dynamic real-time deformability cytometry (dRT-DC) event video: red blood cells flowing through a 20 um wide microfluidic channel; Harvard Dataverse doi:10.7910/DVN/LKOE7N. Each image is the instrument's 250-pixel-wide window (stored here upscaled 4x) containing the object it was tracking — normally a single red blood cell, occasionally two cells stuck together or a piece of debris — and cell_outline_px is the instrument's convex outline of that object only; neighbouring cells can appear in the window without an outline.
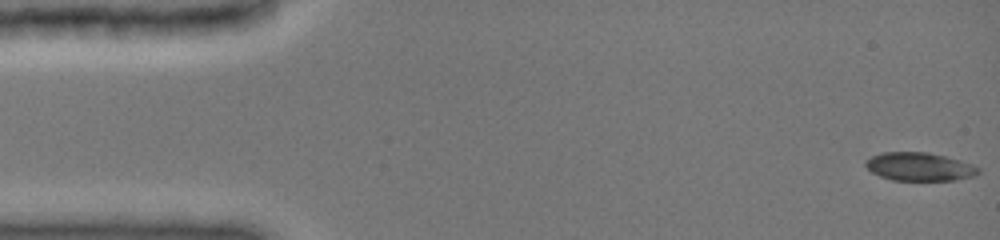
{"species": "common noctule bat (a hibernating species)", "species_latin": "Nyctalus noctula", "temperature_condition": "cold", "stored_images_in_passage": 16, "camera_frame_rate_fps": 3000, "um_per_image_px": 0.085, "animal": {"sex": "female", "body_mass_g": 19.0, "forearm_length_mm": 51.5}, "frame": {"image": 1, "passage_image": 1, "time_ms": 0.0, "image_size_px": [1000, 240], "cell_outline_px": [[980, 172], [976, 176], [956, 180], [892, 180], [880, 176], [872, 172], [864, 164], [864, 160], [880, 152], [928, 152], [960, 160], [980, 168]], "centroid_in_image_um": [78.15, 14.17], "position_along_channel_um": 6.9, "area_um2": 18.67}}
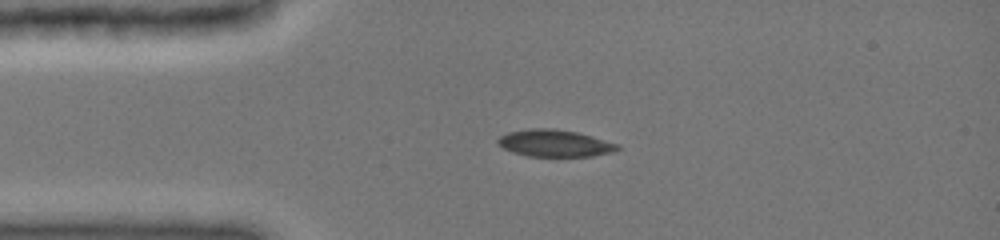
{"frame": {"image": 2, "passage_image": 9, "time_ms": 3.333, "image_size_px": [1000, 240], "cell_outline_px": [[620, 148], [612, 152], [592, 156], [528, 156], [512, 152], [504, 148], [496, 140], [500, 136], [508, 132], [528, 128], [552, 128], [576, 132], [592, 136], [620, 144]], "centroid_in_image_um": [47.16, 12.17], "position_along_channel_um": 37.8, "area_um2": 18.79}}
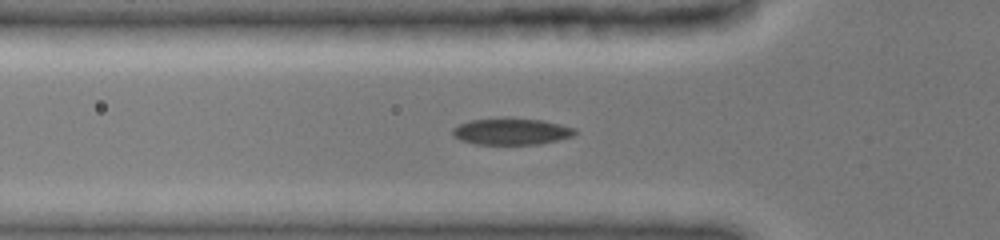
{"frame": {"image": 3, "passage_image": 13, "time_ms": 5.0, "image_size_px": [1000, 240], "cell_outline_px": [[576, 132], [572, 136], [540, 144], [476, 144], [460, 140], [452, 136], [452, 128], [468, 120], [504, 116], [508, 116], [544, 120], [576, 128]], "centroid_in_image_um": [43.43, 11.14], "position_along_channel_um": 82.4, "area_um2": 19.48}}